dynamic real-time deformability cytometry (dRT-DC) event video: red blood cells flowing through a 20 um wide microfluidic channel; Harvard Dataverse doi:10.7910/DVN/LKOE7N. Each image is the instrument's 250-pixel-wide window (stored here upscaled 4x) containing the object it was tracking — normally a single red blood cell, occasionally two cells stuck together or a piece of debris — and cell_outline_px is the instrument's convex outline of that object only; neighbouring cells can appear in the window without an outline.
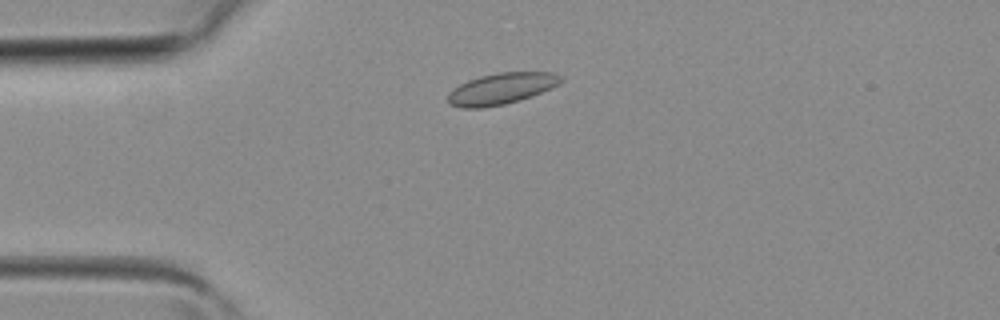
{"species": "common noctule bat (a hibernating species)", "species_latin": "Nyctalus noctula", "temperature_condition": "room temperature", "stored_images_in_passage": 3, "camera_frame_rate_fps": 3000, "um_per_image_px": 0.085, "animal": {"sex": "female", "body_mass_g": 19.3, "forearm_length_mm": 54.1}, "frame": {"image": 1, "passage_image": 2, "time_ms": 0.333, "image_size_px": [1000, 320], "cell_outline_px": [[564, 80], [560, 84], [532, 96], [520, 100], [504, 104], [480, 108], [460, 108], [448, 104], [448, 92], [460, 84], [468, 80], [480, 76], [496, 72], [552, 72], [564, 76]], "centroid_in_image_um": [42.63, 7.53], "position_along_channel_um": 42.4, "area_um2": 20.81}}